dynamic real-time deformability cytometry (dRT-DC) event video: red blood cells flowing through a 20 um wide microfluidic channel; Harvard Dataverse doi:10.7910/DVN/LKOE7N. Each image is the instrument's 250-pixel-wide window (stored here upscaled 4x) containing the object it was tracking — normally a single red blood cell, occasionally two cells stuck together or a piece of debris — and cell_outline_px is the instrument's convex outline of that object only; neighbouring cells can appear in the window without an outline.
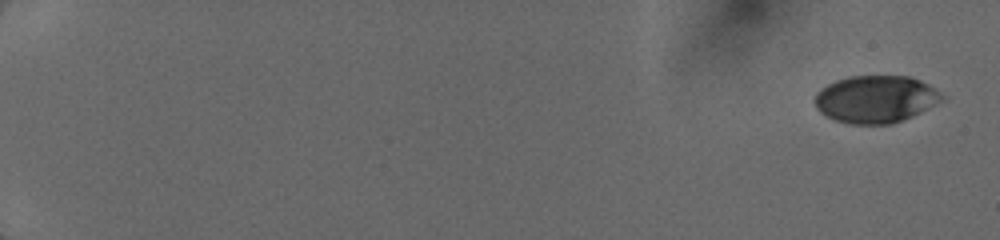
{"species": "human", "species_latin": "Homo sapiens", "temperature_condition": "cold", "stored_images_in_passage": 13, "camera_frame_rate_fps": 3000, "um_per_image_px": 0.085, "donor": {"sex": "female"}, "frame": {"image": 1, "passage_image": 1, "time_ms": 0.0, "image_size_px": [1000, 240], "cell_outline_px": [[948, 96], [944, 100], [912, 116], [888, 124], [852, 124], [836, 120], [820, 112], [816, 108], [812, 100], [816, 92], [820, 88], [836, 80], [848, 76], [908, 76], [920, 80], [928, 84]], "centroid_in_image_um": [74.43, 8.41], "position_along_channel_um": 10.6, "area_um2": 35.26}}
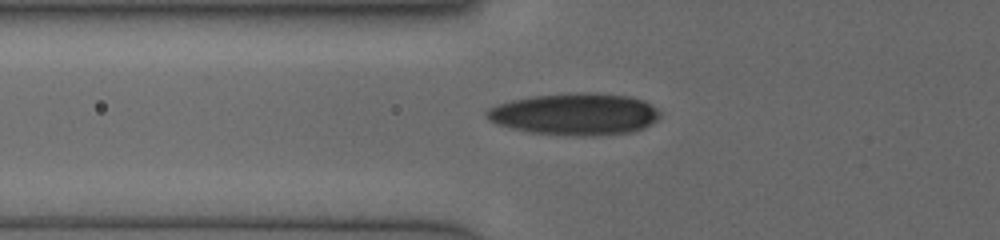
{"frame": {"image": 2, "passage_image": 11, "time_ms": 6.667, "image_size_px": [1000, 240], "cell_outline_px": [[660, 116], [656, 120], [644, 128], [628, 132], [592, 136], [576, 136], [528, 132], [496, 124], [488, 120], [484, 112], [488, 108], [512, 100], [536, 96], [584, 92], [592, 92], [632, 96], [644, 100], [652, 104], [660, 112]], "centroid_in_image_um": [48.89, 9.7], "position_along_channel_um": 76.9, "area_um2": 42.31}}
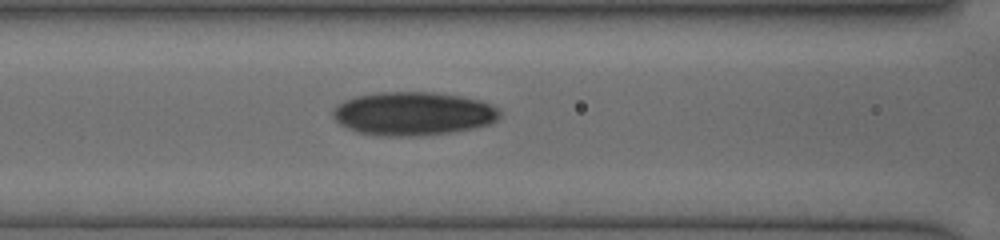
{"frame": {"image": 3, "passage_image": 13, "time_ms": 8.0, "image_size_px": [1000, 240], "cell_outline_px": [[500, 116], [496, 120], [488, 124], [472, 128], [452, 132], [420, 136], [384, 136], [356, 132], [340, 124], [332, 116], [332, 108], [336, 104], [344, 100], [356, 96], [380, 92], [432, 92], [460, 96], [480, 100], [492, 104], [500, 108]], "centroid_in_image_um": [35.1, 9.66], "position_along_channel_um": 131.5, "area_um2": 42.54}}